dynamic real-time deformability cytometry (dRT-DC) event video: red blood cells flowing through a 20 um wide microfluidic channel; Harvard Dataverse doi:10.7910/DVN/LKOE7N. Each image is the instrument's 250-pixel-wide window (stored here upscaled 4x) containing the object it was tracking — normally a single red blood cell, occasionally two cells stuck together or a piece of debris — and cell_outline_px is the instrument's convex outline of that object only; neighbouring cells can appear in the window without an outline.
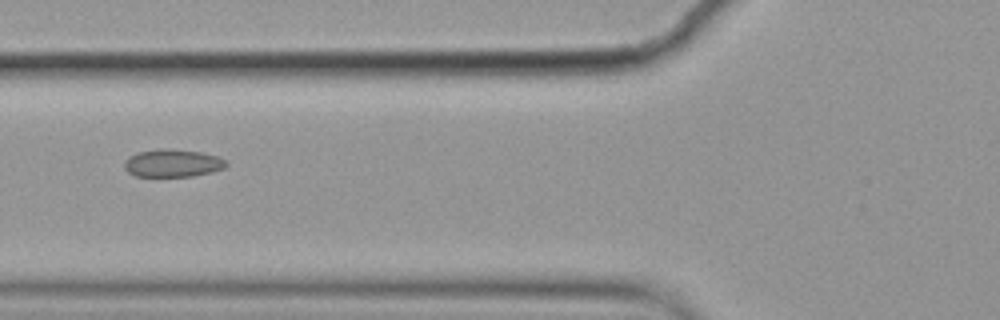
{"species": "common noctule bat (a hibernating species)", "species_latin": "Nyctalus noctula", "temperature_condition": "cold", "stored_images_in_passage": 4, "camera_frame_rate_fps": 3000, "um_per_image_px": 0.085, "animal": {"sex": "female", "body_mass_g": 19.9}, "frame": {"image": 1, "passage_image": 2, "time_ms": 0.333, "image_size_px": [1000, 320], "cell_outline_px": [[228, 164], [224, 168], [212, 172], [192, 176], [136, 176], [128, 172], [124, 168], [124, 160], [128, 156], [136, 152], [160, 148], [168, 148], [200, 152], [216, 156], [228, 160]], "centroid_in_image_um": [14.66, 13.86], "position_along_channel_um": 111.1, "area_um2": 16.65}}
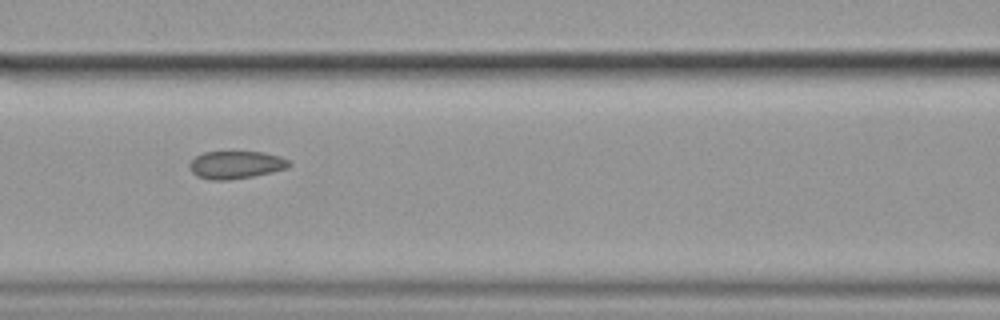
{"frame": {"image": 2, "passage_image": 3, "time_ms": 0.667, "image_size_px": [1000, 320], "cell_outline_px": [[292, 164], [288, 168], [272, 172], [252, 176], [228, 180], [212, 180], [196, 176], [188, 168], [188, 164], [196, 156], [204, 152], [264, 152], [280, 156], [288, 160]], "centroid_in_image_um": [20.04, 14.01], "position_along_channel_um": 146.6, "area_um2": 16.13}}
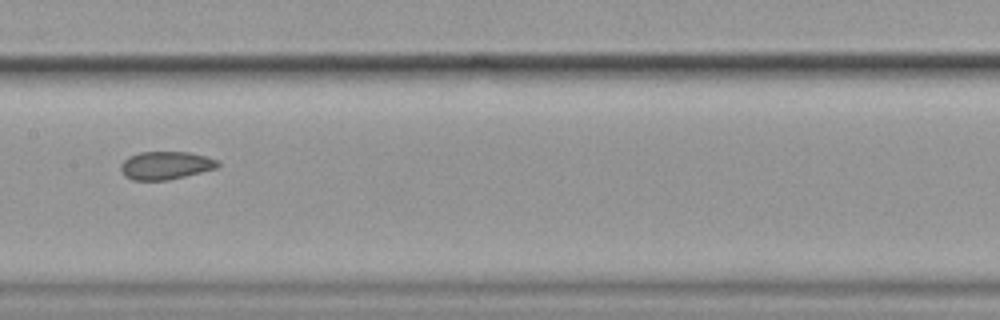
{"frame": {"image": 3, "passage_image": 4, "time_ms": 1.0, "image_size_px": [1000, 320], "cell_outline_px": [[220, 164], [216, 168], [168, 180], [132, 180], [124, 176], [120, 172], [120, 164], [128, 156], [140, 152], [188, 152], [220, 160]], "centroid_in_image_um": [14.04, 14.06], "position_along_channel_um": 193.4, "area_um2": 15.9}}